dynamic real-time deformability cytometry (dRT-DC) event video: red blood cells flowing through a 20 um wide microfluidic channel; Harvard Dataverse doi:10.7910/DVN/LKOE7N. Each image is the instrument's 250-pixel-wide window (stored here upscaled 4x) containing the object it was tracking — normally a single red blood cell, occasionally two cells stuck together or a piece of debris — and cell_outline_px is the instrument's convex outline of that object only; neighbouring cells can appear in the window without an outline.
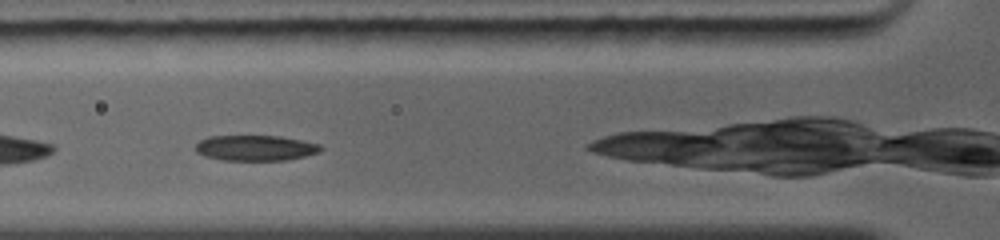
{"species": "common noctule bat (a hibernating species)", "species_latin": "Nyctalus noctula", "temperature_condition": "warm", "stored_images_in_passage": 13, "camera_frame_rate_fps": 5000, "um_per_image_px": 0.085, "animal": {"sex": "female", "body_mass_g": 19.0, "forearm_length_mm": 56.7}, "frame": {"image": 1, "passage_image": 4, "time_ms": 1.4, "image_size_px": [1000, 240], "cell_outline_px": [[324, 148], [320, 152], [304, 156], [284, 160], [224, 160], [204, 156], [196, 152], [196, 144], [200, 140], [208, 136], [280, 136], [304, 140], [320, 144]], "centroid_in_image_um": [21.74, 12.57], "position_along_channel_um": 104.1, "area_um2": 18.67}}
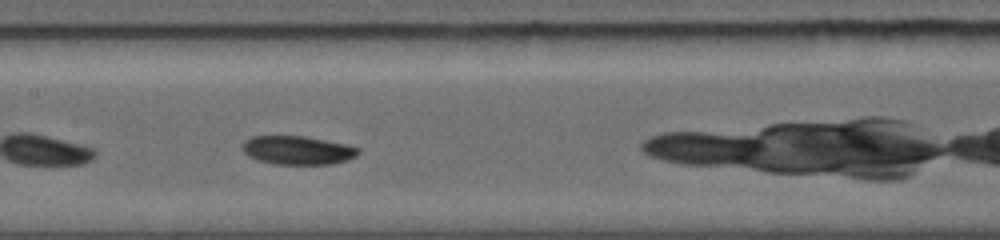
{"frame": {"image": 2, "passage_image": 8, "time_ms": 3.2, "image_size_px": [1000, 240], "cell_outline_px": [[360, 152], [356, 156], [348, 160], [332, 164], [272, 164], [256, 160], [248, 156], [240, 148], [244, 140], [252, 136], [304, 136], [348, 144], [360, 148]], "centroid_in_image_um": [25.28, 12.77], "position_along_channel_um": 182.1, "area_um2": 19.65}}